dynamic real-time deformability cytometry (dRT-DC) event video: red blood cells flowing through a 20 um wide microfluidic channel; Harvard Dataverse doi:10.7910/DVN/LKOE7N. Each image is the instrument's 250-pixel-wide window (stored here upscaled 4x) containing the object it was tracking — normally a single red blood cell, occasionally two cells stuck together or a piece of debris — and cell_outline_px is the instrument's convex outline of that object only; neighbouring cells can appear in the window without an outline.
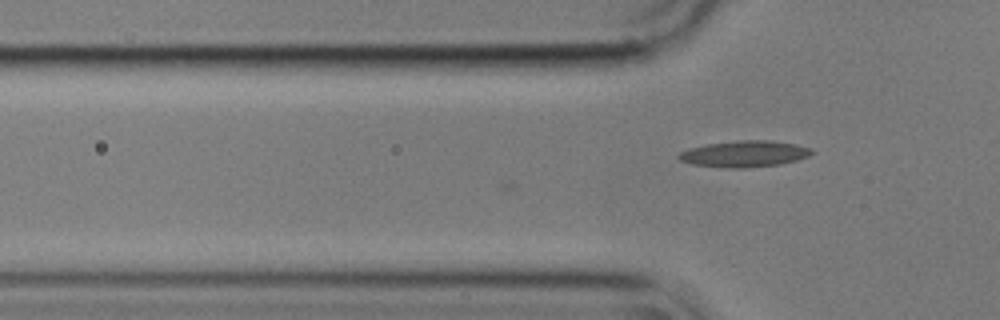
{"species": "common noctule bat (a hibernating species)", "species_latin": "Nyctalus noctula", "temperature_condition": "cold", "stored_images_in_passage": 6, "camera_frame_rate_fps": 3000, "um_per_image_px": 0.085, "animal": {"sex": "male", "body_mass_g": 17.9}, "frame": {"image": 1, "passage_image": 6, "time_ms": 1.667, "image_size_px": [1000, 320], "cell_outline_px": [[812, 152], [808, 156], [796, 160], [780, 164], [744, 168], [724, 168], [692, 164], [680, 160], [676, 156], [680, 152], [688, 148], [708, 144], [740, 140], [768, 140], [796, 144], [812, 148]], "centroid_in_image_um": [63.25, 13.08], "position_along_channel_um": 62.6, "area_um2": 20.35}}